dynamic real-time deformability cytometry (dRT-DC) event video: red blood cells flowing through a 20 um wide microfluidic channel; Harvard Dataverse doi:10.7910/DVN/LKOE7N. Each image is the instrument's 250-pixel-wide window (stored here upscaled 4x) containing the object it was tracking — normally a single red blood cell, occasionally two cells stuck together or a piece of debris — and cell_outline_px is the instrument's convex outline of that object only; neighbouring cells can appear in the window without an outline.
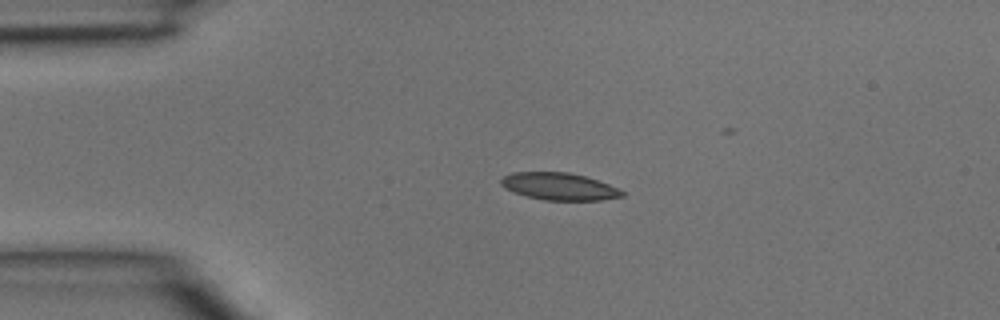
{"species": "common noctule bat (a hibernating species)", "species_latin": "Nyctalus noctula", "temperature_condition": "room temperature", "stored_images_in_passage": 2, "camera_frame_rate_fps": 3000, "um_per_image_px": 0.085, "animal": {"sex": "male", "body_mass_g": 15.6}, "frame": {"image": 1, "passage_image": 2, "time_ms": 0.333, "image_size_px": [1000, 320], "cell_outline_px": [[624, 196], [600, 200], [544, 200], [512, 192], [504, 188], [500, 184], [500, 180], [504, 176], [512, 172], [568, 172], [584, 176], [608, 184], [624, 192]], "centroid_in_image_um": [47.48, 15.84], "position_along_channel_um": 37.5, "area_um2": 19.07}}